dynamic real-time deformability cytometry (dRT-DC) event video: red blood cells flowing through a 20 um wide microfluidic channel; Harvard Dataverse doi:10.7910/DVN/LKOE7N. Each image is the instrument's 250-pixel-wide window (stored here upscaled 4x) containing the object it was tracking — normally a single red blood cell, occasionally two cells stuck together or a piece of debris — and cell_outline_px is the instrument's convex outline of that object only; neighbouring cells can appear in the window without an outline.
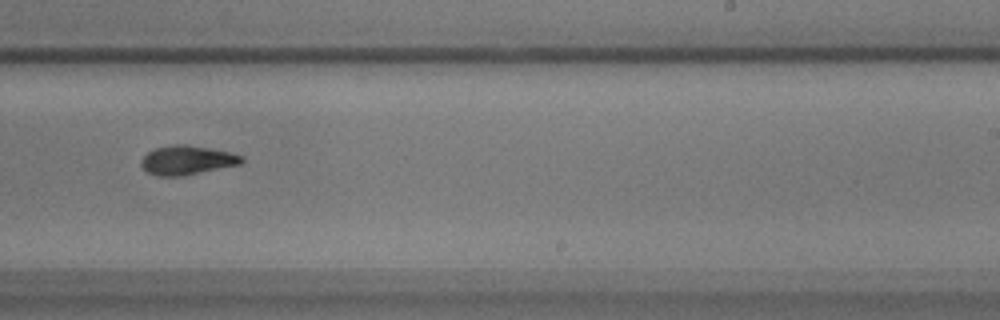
{"species": "common noctule bat (a hibernating species)", "species_latin": "Nyctalus noctula", "temperature_condition": "warm", "stored_images_in_passage": 22, "camera_frame_rate_fps": 3000, "um_per_image_px": 0.085, "animal": {"sex": "male", "body_mass_g": 17.9}, "frame": {"image": 1, "passage_image": 19, "time_ms": 6.0, "image_size_px": [1000, 320], "cell_outline_px": [[244, 160], [240, 164], [180, 176], [156, 176], [148, 172], [140, 164], [140, 160], [152, 148], [172, 144], [184, 144], [208, 148], [228, 152], [244, 156]], "centroid_in_image_um": [15.85, 13.6], "position_along_channel_um": 273.1, "area_um2": 16.94}}